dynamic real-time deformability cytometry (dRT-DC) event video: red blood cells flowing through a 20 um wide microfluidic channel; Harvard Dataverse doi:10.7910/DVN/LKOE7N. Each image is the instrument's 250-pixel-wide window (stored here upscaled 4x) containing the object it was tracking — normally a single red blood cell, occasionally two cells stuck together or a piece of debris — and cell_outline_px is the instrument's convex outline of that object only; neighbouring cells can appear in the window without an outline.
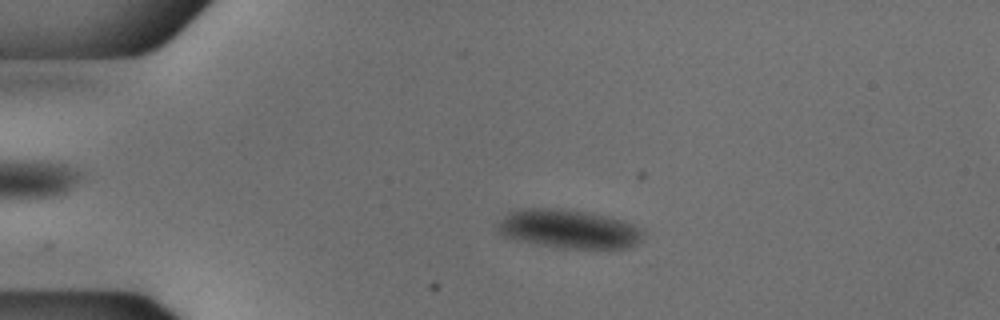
{"species": "common noctule bat (a hibernating species)", "species_latin": "Nyctalus noctula", "temperature_condition": "cold", "stored_images_in_passage": 53, "camera_frame_rate_fps": 3000, "um_per_image_px": 0.085, "animal": {"sex": "male", "body_mass_g": 18.8}, "frame": {"image": 1, "passage_image": 11, "time_ms": 3.333, "image_size_px": [1000, 320], "cell_outline_px": [[644, 236], [632, 248], [608, 252], [564, 248], [516, 240], [504, 236], [496, 228], [500, 220], [508, 212], [520, 208], [560, 208], [608, 216], [624, 220], [636, 224], [644, 228]], "centroid_in_image_um": [48.47, 19.5], "position_along_channel_um": 36.5, "area_um2": 34.16}}
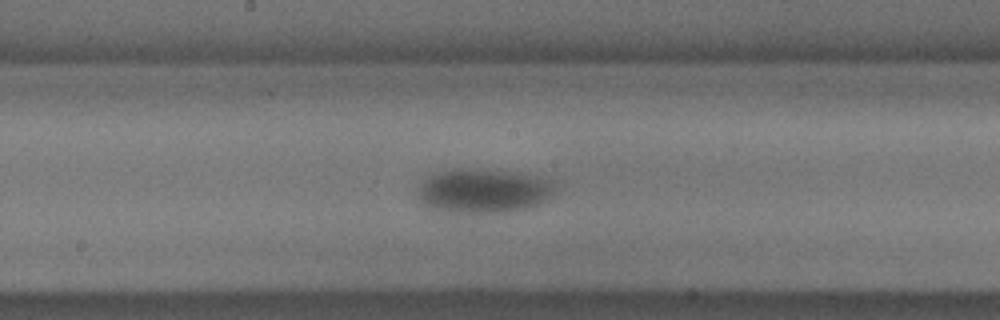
{"frame": {"image": 2, "passage_image": 28, "time_ms": 9.0, "image_size_px": [1000, 320], "cell_outline_px": [[556, 192], [544, 200], [536, 204], [524, 208], [504, 212], [444, 212], [432, 208], [424, 204], [416, 192], [420, 184], [428, 176], [436, 172], [452, 168], [460, 168], [520, 172], [540, 176], [552, 180], [556, 184]], "centroid_in_image_um": [41.1, 16.19], "position_along_channel_um": 207.1, "area_um2": 35.55}}
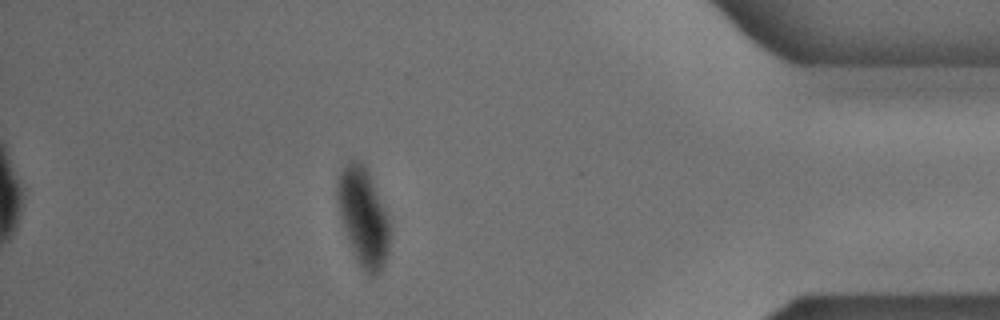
{"frame": {"image": 3, "passage_image": 47, "time_ms": 15.333, "image_size_px": [1000, 320], "cell_outline_px": [[388, 252], [384, 264], [380, 272], [376, 276], [368, 276], [364, 272], [348, 240], [340, 216], [336, 200], [336, 180], [340, 168], [348, 160], [356, 160], [364, 164], [368, 172], [388, 216]], "centroid_in_image_um": [30.83, 18.39], "position_along_channel_um": 404.4, "area_um2": 29.77}}